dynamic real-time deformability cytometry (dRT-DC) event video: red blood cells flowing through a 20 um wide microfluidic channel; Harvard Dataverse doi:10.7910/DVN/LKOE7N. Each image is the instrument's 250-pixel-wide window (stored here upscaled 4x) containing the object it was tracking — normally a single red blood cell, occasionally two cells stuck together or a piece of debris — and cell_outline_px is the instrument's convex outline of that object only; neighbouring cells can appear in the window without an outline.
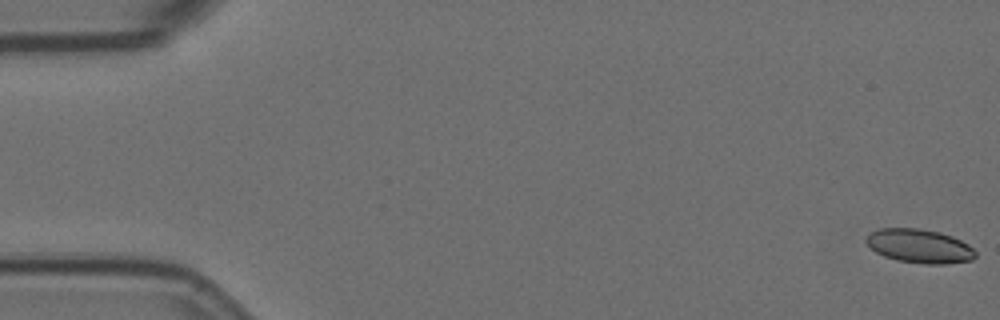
{"species": "Egyptian fruit bat (a non-hibernating species)", "species_latin": "Rousettus aegyptiacus", "temperature_condition": "room temperature", "stored_images_in_passage": 8, "camera_frame_rate_fps": 3000, "um_per_image_px": 0.085, "animal": {"sex": "female"}, "frame": {"image": 1, "passage_image": 1, "time_ms": 0.0, "image_size_px": [1000, 320], "cell_outline_px": [[976, 256], [972, 260], [948, 264], [924, 264], [896, 260], [884, 256], [876, 252], [864, 240], [872, 232], [880, 228], [920, 228], [940, 232], [952, 236], [968, 244], [976, 252]], "centroid_in_image_um": [78.18, 20.92], "position_along_channel_um": 6.8, "area_um2": 21.62}}
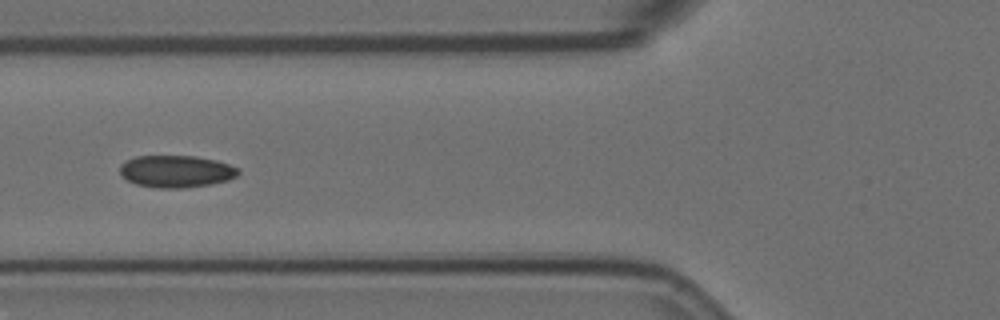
{"frame": {"image": 2, "passage_image": 7, "time_ms": 2.0, "image_size_px": [1000, 320], "cell_outline_px": [[240, 172], [236, 176], [228, 180], [212, 184], [184, 188], [156, 188], [136, 184], [120, 176], [120, 164], [136, 156], [196, 156], [216, 160], [240, 168]], "centroid_in_image_um": [14.98, 14.57], "position_along_channel_um": 110.8, "area_um2": 22.31}}
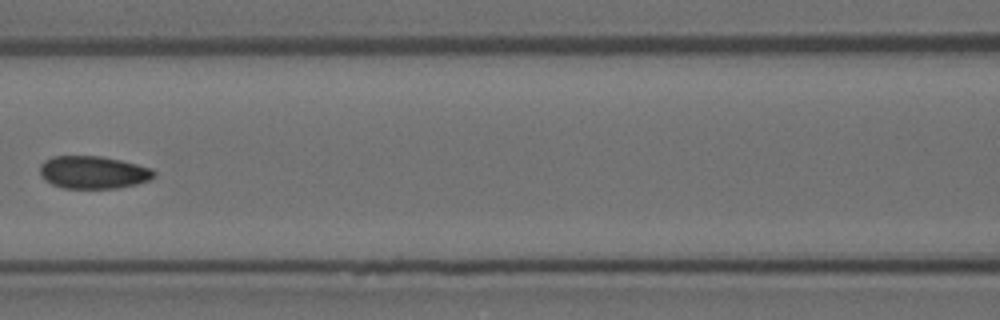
{"frame": {"image": 3, "passage_image": 8, "time_ms": 2.333, "image_size_px": [1000, 320], "cell_outline_px": [[156, 176], [148, 180], [136, 184], [120, 188], [64, 188], [52, 184], [44, 180], [40, 176], [40, 164], [44, 160], [56, 156], [100, 156], [120, 160], [152, 168], [156, 172]], "centroid_in_image_um": [7.92, 14.65], "position_along_channel_um": 158.7, "area_um2": 21.79}}